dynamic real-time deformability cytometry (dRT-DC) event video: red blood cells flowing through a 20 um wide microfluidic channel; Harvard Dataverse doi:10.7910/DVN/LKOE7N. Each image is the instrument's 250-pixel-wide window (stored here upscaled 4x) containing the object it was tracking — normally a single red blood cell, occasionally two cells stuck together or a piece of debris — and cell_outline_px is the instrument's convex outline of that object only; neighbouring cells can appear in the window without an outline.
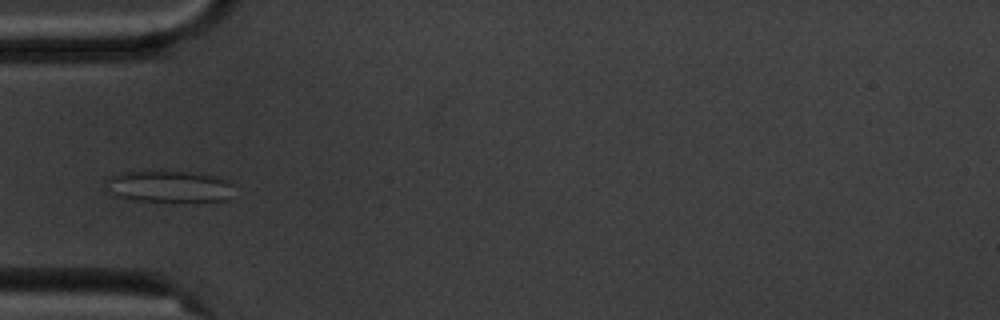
{"species": "common noctule bat (a hibernating species)", "species_latin": "Nyctalus noctula", "temperature_condition": "cold", "stored_images_in_passage": 10, "camera_frame_rate_fps": 3000, "um_per_image_px": 0.085, "animal": {"sex": "male", "body_mass_g": 20.1, "forearm_length_mm": 53.5}, "frame": {"image": 1, "passage_image": 5, "time_ms": 4.667, "image_size_px": [1000, 320], "cell_outline_px": [[232, 184], [228, 200], [136, 200], [120, 196], [112, 192], [108, 180], [108, 176], [120, 172], [160, 168], [216, 176], [228, 180]], "centroid_in_image_um": [14.36, 15.77], "position_along_channel_um": 70.6, "area_um2": 23.47}}
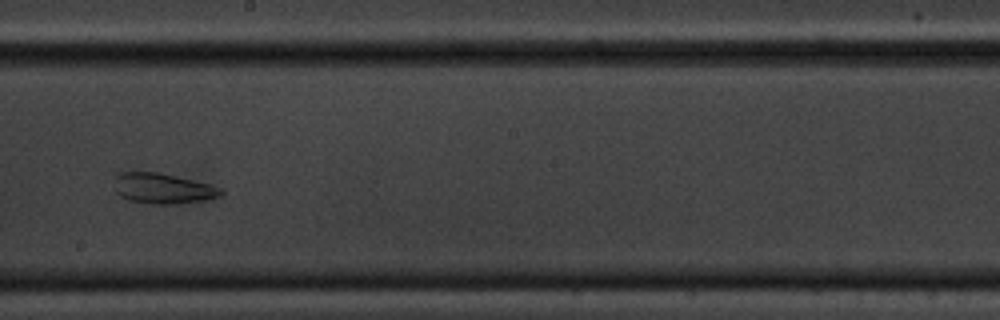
{"frame": {"image": 2, "passage_image": 9, "time_ms": 9.333, "image_size_px": [1000, 320], "cell_outline_px": [[224, 192], [220, 196], [204, 200], [180, 204], [152, 204], [128, 200], [120, 196], [116, 192], [116, 176], [120, 172], [156, 172], [212, 184], [224, 188]], "centroid_in_image_um": [13.9, 16.03], "position_along_channel_um": 234.3, "area_um2": 18.96}}
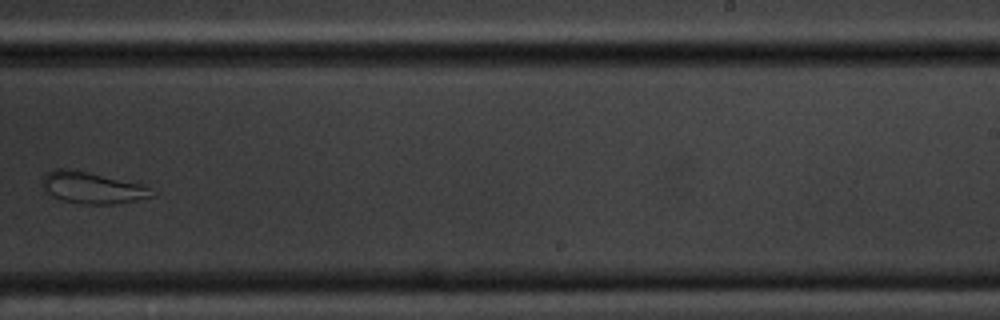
{"frame": {"image": 3, "passage_image": 10, "time_ms": 10.667, "image_size_px": [1000, 320], "cell_outline_px": [[156, 192], [152, 196], [136, 200], [112, 204], [80, 204], [64, 200], [52, 196], [44, 188], [44, 176], [52, 168], [68, 168], [144, 184]], "centroid_in_image_um": [7.87, 15.95], "position_along_channel_um": 281.1, "area_um2": 20.0}}